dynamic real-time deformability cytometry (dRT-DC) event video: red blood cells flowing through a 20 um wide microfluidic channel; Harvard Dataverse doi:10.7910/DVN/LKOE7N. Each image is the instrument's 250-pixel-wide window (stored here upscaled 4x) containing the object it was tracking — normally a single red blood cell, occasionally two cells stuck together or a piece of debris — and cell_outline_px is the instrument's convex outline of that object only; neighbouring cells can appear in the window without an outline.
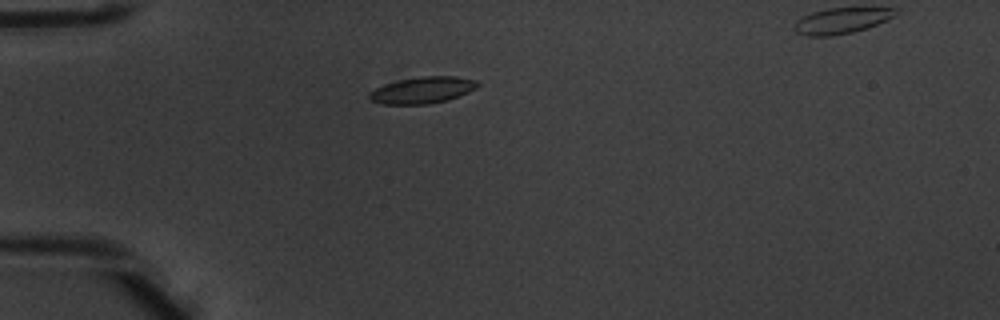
{"species": "common noctule bat (a hibernating species)", "species_latin": "Nyctalus noctula", "temperature_condition": "warm", "stored_images_in_passage": 5, "segment_of_instrument_passage": [1, 2], "camera_frame_rate_fps": 3000, "um_per_image_px": 0.085, "animal": {"sex": "male", "body_mass_g": 20.1, "forearm_length_mm": 53.5}, "frame": {"image": 1, "passage_image": 4, "time_ms": 1.0, "image_size_px": [1000, 320], "cell_outline_px": [[480, 84], [476, 88], [468, 92], [448, 100], [428, 104], [384, 104], [372, 100], [368, 96], [368, 92], [384, 84], [400, 80], [420, 76], [456, 76], [476, 80]], "centroid_in_image_um": [35.93, 7.65], "position_along_channel_um": 49.1, "area_um2": 16.7}}